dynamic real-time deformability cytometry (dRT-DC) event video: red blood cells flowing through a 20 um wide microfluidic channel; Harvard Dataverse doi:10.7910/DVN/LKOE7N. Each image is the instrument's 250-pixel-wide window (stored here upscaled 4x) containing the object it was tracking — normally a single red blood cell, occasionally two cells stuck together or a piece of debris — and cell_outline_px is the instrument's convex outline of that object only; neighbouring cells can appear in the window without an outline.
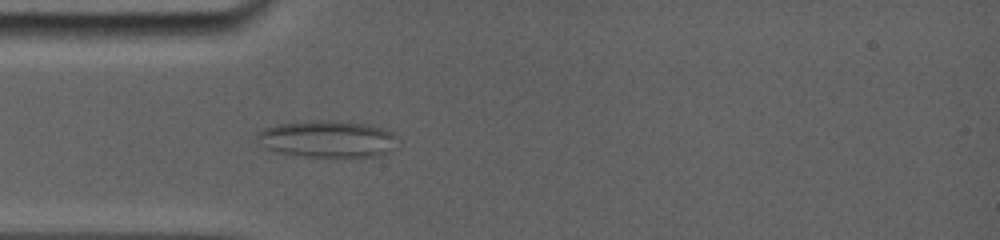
{"species": "common noctule bat (a hibernating species)", "species_latin": "Nyctalus noctula", "temperature_condition": "room temperature", "stored_images_in_passage": 6, "camera_frame_rate_fps": 5000, "um_per_image_px": 0.085, "animal": {"sex": "female", "body_mass_g": 19.0, "forearm_length_mm": 56.7}, "frame": {"image": 1, "passage_image": 5, "time_ms": 3.8, "image_size_px": [1000, 240], "cell_outline_px": [[396, 136], [388, 152], [372, 156], [308, 156], [280, 152], [268, 148], [260, 144], [256, 140], [256, 132], [264, 128], [280, 124], [312, 120], [348, 120], [372, 124], [384, 128], [392, 132]], "centroid_in_image_um": [27.81, 11.77], "position_along_channel_um": 57.2, "area_um2": 30.0}}
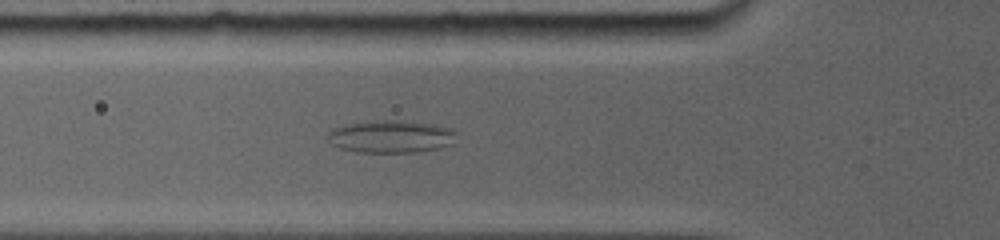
{"frame": {"image": 2, "passage_image": 6, "time_ms": 4.8, "image_size_px": [1000, 240], "cell_outline_px": [[456, 144], [416, 152], [356, 152], [340, 148], [332, 144], [328, 140], [328, 132], [332, 128], [348, 124], [384, 120], [400, 120], [436, 124], [452, 128], [456, 132]], "centroid_in_image_um": [33.28, 11.61], "position_along_channel_um": 92.5, "area_um2": 24.57}}